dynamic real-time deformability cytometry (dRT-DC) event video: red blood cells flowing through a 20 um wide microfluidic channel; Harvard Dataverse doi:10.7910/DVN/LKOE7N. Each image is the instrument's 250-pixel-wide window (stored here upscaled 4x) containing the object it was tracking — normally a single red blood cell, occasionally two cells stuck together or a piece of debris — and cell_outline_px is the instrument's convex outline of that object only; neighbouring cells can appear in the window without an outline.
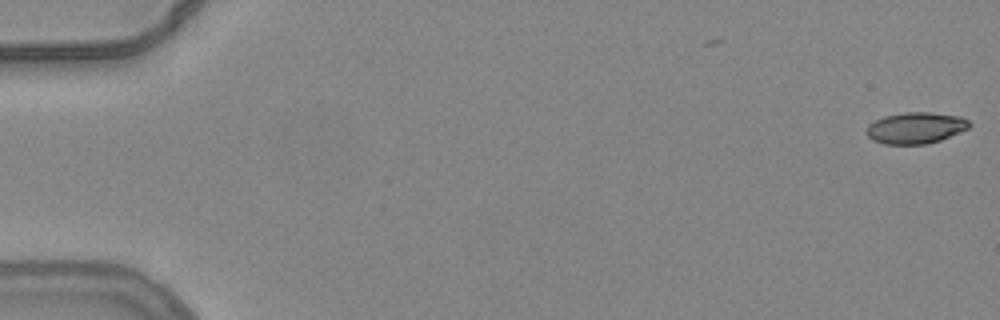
{"species": "common noctule bat (a hibernating species)", "species_latin": "Nyctalus noctula", "temperature_condition": "warm", "stored_images_in_passage": 2, "camera_frame_rate_fps": 3000, "um_per_image_px": 0.085, "animal": {"sex": "female", "body_mass_g": 24.6, "forearm_length_mm": 56.2}, "frame": {"image": 1, "passage_image": 2, "time_ms": 0.333, "image_size_px": [1000, 320], "cell_outline_px": [[972, 124], [968, 128], [960, 132], [940, 140], [928, 144], [884, 144], [872, 140], [868, 136], [868, 124], [884, 116], [904, 112], [932, 112], [960, 116], [968, 120]], "centroid_in_image_um": [77.85, 10.87], "position_along_channel_um": 7.1, "area_um2": 18.79}}